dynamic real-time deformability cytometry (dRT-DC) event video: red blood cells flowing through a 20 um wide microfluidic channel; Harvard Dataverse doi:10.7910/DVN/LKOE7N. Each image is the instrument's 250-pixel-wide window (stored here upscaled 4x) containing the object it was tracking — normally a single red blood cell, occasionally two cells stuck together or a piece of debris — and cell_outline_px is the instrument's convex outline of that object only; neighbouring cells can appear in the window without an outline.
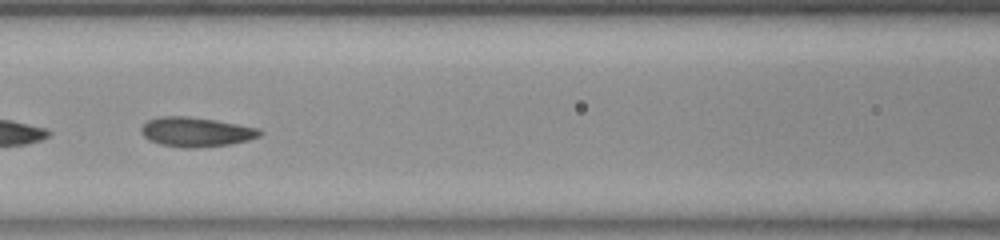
{"species": "common noctule bat (a hibernating species)", "species_latin": "Nyctalus noctula", "temperature_condition": "room temperature", "stored_images_in_passage": 44, "camera_frame_rate_fps": 3000, "um_per_image_px": 0.085, "animal": {"sex": "female", "body_mass_g": 23.0, "forearm_length_mm": 53.4}, "frame": {"image": 1, "passage_image": 22, "time_ms": 7.0, "image_size_px": [1000, 240], "cell_outline_px": [[260, 136], [228, 144], [160, 144], [148, 140], [140, 132], [140, 128], [148, 120], [160, 116], [188, 116], [216, 120], [260, 128]], "centroid_in_image_um": [16.62, 11.14], "position_along_channel_um": 150.0, "area_um2": 19.13}}
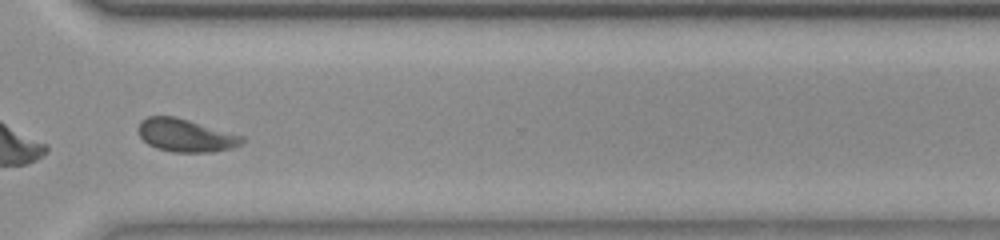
{"frame": {"image": 2, "passage_image": 38, "time_ms": 12.333, "image_size_px": [1000, 240], "cell_outline_px": [[244, 140], [240, 144], [232, 148], [212, 152], [172, 152], [156, 148], [148, 144], [140, 136], [140, 120], [148, 116], [176, 116], [244, 136]], "centroid_in_image_um": [15.79, 11.5], "position_along_channel_um": 354.8, "area_um2": 19.83}, "authors_computed_cell_mechanics": {"area_um2": 19.941, "velocity_mm_per_s": 3.8363, "shape_relaxation_time_tau1_ms": 5.1655, "shape_relaxation_time_tau2_ms": 1.356, "deformation_change_tau1": 0.1174, "deformation_change_tau2": 0.0671}}